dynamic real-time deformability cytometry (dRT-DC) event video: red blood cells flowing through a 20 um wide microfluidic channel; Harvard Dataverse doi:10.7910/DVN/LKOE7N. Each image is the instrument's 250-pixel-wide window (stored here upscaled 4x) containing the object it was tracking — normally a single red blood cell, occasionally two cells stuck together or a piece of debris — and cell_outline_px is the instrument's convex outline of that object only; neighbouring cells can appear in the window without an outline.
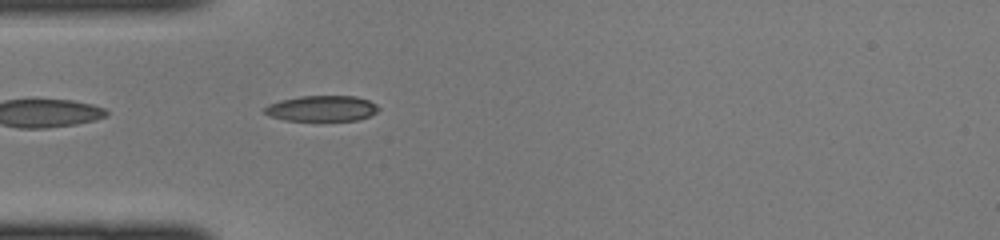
{"species": "common noctule bat (a hibernating species)", "species_latin": "Nyctalus noctula", "temperature_condition": "cold", "stored_images_in_passage": 33, "camera_frame_rate_fps": 3000, "um_per_image_px": 0.085, "animal": {"sex": "female", "body_mass_g": 22.0, "forearm_length_mm": 56.7}, "frame": {"image": 1, "passage_image": 1, "time_ms": 0.0, "image_size_px": [1000, 240], "cell_outline_px": [[380, 108], [376, 112], [368, 116], [356, 120], [284, 120], [268, 116], [264, 112], [264, 108], [268, 104], [280, 100], [300, 96], [356, 96], [368, 100], [376, 104]], "centroid_in_image_um": [27.32, 9.21], "position_along_channel_um": 57.7, "area_um2": 16.99}}
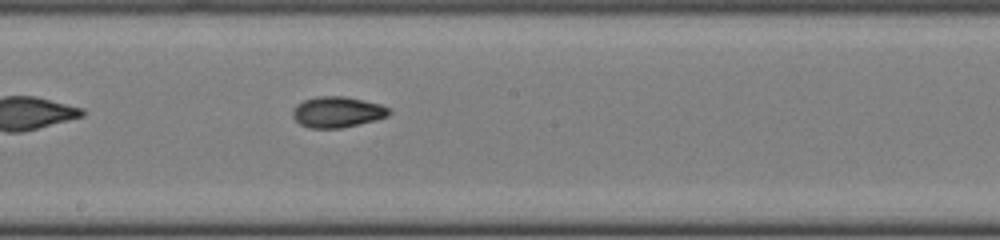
{"frame": {"image": 2, "passage_image": 12, "time_ms": 3.667, "image_size_px": [1000, 240], "cell_outline_px": [[392, 112], [388, 116], [376, 120], [340, 128], [308, 128], [300, 124], [292, 116], [292, 108], [296, 104], [304, 100], [316, 96], [344, 96], [380, 104], [388, 108]], "centroid_in_image_um": [28.64, 9.52], "position_along_channel_um": 219.6, "area_um2": 17.4}}
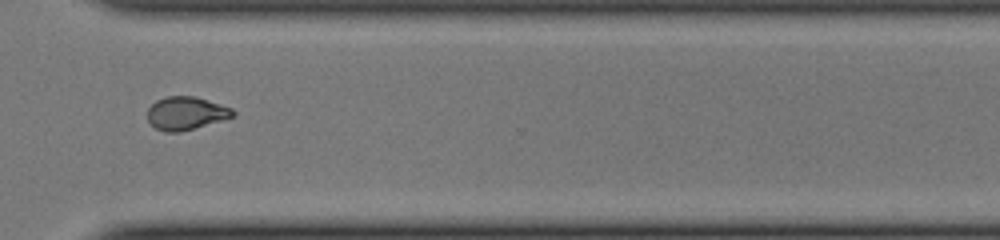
{"frame": {"image": 3, "passage_image": 21, "time_ms": 6.667, "image_size_px": [1000, 240], "cell_outline_px": [[236, 112], [232, 116], [220, 120], [180, 132], [164, 132], [156, 128], [148, 120], [148, 108], [156, 100], [164, 96], [196, 96], [232, 108]], "centroid_in_image_um": [15.78, 9.61], "position_along_channel_um": 354.8, "area_um2": 16.3}}